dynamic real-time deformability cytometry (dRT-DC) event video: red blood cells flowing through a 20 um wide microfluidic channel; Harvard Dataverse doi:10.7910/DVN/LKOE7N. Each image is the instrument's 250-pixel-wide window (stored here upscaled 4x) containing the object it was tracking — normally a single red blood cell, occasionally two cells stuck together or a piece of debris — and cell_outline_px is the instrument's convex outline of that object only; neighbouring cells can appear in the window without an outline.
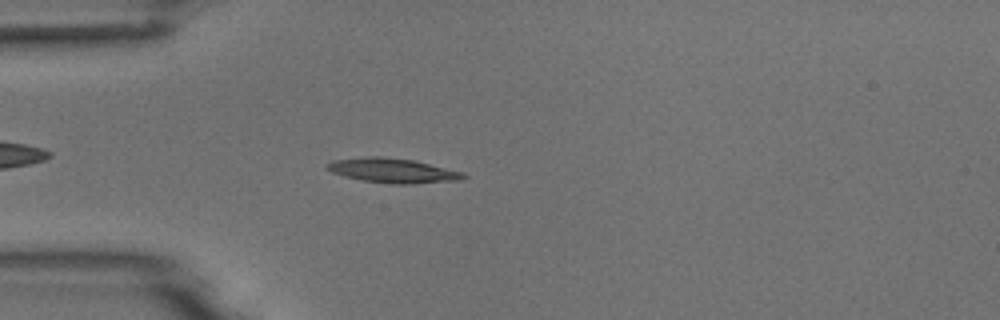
{"species": "common noctule bat (a hibernating species)", "species_latin": "Nyctalus noctula", "temperature_condition": "room temperature", "stored_images_in_passage": 5, "camera_frame_rate_fps": 3000, "um_per_image_px": 0.085, "animal": {"sex": "male", "body_mass_g": 18.8}, "frame": {"image": 1, "passage_image": 5, "time_ms": 4.333, "image_size_px": [1000, 320], "cell_outline_px": [[468, 176], [460, 180], [412, 184], [392, 184], [364, 180], [344, 176], [332, 172], [324, 168], [324, 164], [332, 160], [368, 156], [380, 156], [416, 160], [464, 172]], "centroid_in_image_um": [33.39, 14.49], "position_along_channel_um": 51.6, "area_um2": 19.77}}